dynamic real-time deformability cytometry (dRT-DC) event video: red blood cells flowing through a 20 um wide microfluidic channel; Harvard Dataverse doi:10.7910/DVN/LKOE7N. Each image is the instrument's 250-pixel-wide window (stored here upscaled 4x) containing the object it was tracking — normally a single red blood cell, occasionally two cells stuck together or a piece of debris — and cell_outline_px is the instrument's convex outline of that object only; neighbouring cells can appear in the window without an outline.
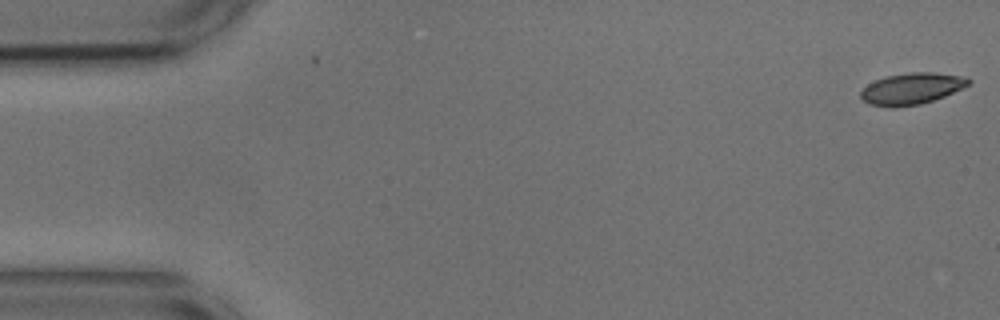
{"species": "common noctule bat (a hibernating species)", "species_latin": "Nyctalus noctula", "temperature_condition": "cold", "stored_images_in_passage": 2, "camera_frame_rate_fps": 3000, "um_per_image_px": 0.085, "animal": {"sex": "male", "body_mass_g": 17.9, "forearm_length_mm": 54.2}, "frame": {"image": 1, "passage_image": 2, "time_ms": 0.333, "image_size_px": [1000, 320], "cell_outline_px": [[972, 80], [968, 84], [944, 96], [920, 104], [892, 108], [868, 104], [860, 96], [860, 92], [868, 84], [884, 76], [908, 72], [932, 72], [968, 76]], "centroid_in_image_um": [77.48, 7.52], "position_along_channel_um": 7.5, "area_um2": 19.77}}